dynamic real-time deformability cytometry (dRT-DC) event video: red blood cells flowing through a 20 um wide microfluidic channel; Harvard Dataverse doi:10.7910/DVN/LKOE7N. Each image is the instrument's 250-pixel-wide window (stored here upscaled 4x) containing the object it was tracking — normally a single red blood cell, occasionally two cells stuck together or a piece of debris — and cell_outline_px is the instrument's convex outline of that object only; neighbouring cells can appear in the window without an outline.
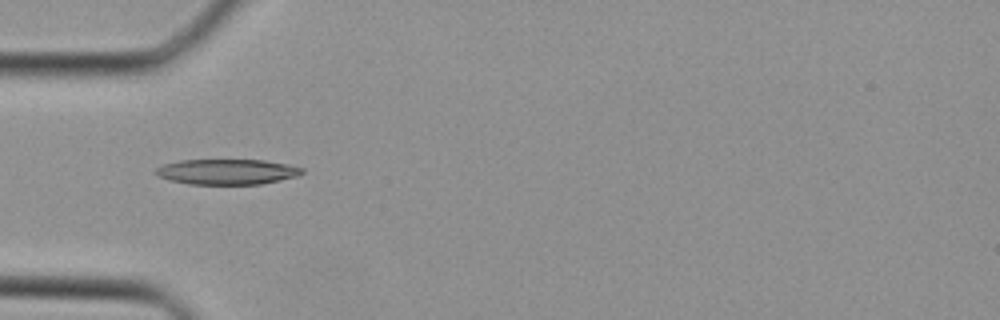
{"species": "Egyptian fruit bat (a non-hibernating species)", "species_latin": "Rousettus aegyptiacus", "temperature_condition": "cold", "stored_images_in_passage": 28, "camera_frame_rate_fps": 3000, "um_per_image_px": 0.085, "animal": {"sex": "female"}, "frame": {"image": 1, "passage_image": 2, "time_ms": 0.333, "image_size_px": [1000, 320], "cell_outline_px": [[304, 172], [300, 176], [260, 184], [188, 184], [168, 180], [156, 176], [152, 172], [160, 164], [180, 160], [264, 160], [288, 164], [304, 168]], "centroid_in_image_um": [19.26, 14.6], "position_along_channel_um": 65.7, "area_um2": 22.02}}
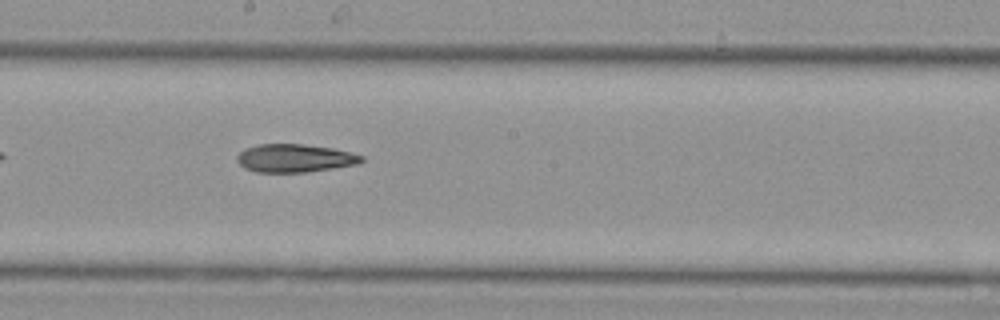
{"frame": {"image": 2, "passage_image": 11, "time_ms": 3.333, "image_size_px": [1000, 320], "cell_outline_px": [[364, 160], [356, 164], [332, 168], [304, 172], [256, 172], [244, 168], [236, 160], [236, 156], [244, 148], [256, 144], [304, 144], [332, 148], [364, 156]], "centroid_in_image_um": [25.0, 13.44], "position_along_channel_um": 223.2, "area_um2": 20.35}}
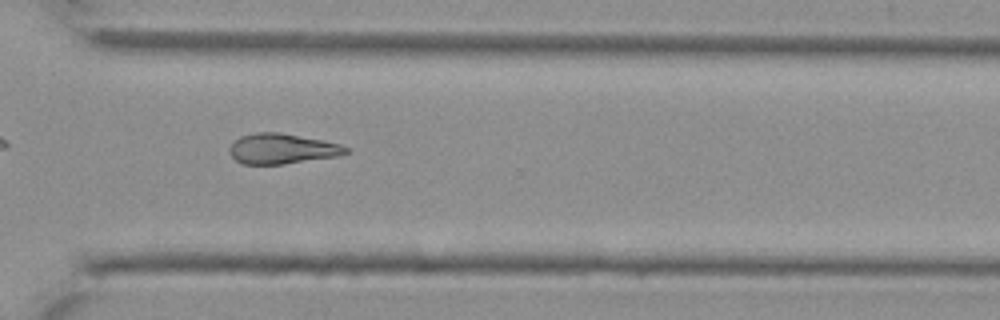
{"frame": {"image": 3, "passage_image": 18, "time_ms": 5.667, "image_size_px": [1000, 320], "cell_outline_px": [[352, 148], [348, 152], [336, 156], [284, 164], [244, 164], [236, 160], [232, 156], [228, 148], [240, 136], [256, 132], [280, 132], [324, 140], [340, 144]], "centroid_in_image_um": [23.99, 12.63], "position_along_channel_um": 346.6, "area_um2": 20.52}}